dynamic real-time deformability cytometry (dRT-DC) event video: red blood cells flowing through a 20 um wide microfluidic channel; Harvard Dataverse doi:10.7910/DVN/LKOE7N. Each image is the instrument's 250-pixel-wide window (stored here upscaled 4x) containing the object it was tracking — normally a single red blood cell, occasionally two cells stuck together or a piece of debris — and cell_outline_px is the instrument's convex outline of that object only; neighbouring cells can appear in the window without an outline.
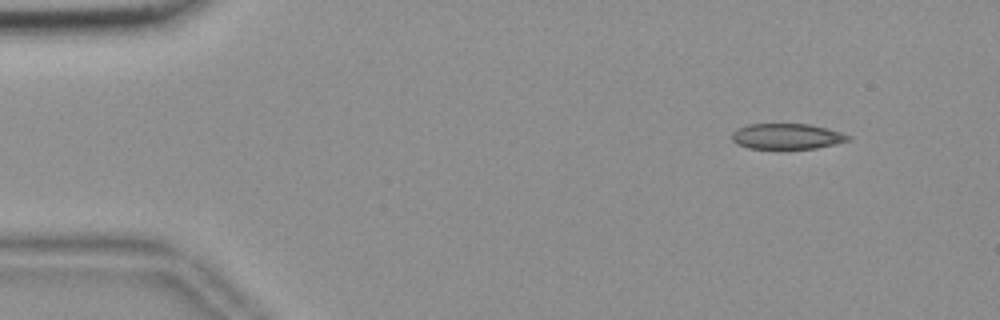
{"species": "common noctule bat (a hibernating species)", "species_latin": "Nyctalus noctula", "temperature_condition": "room temperature", "stored_images_in_passage": 50, "camera_frame_rate_fps": 3000, "um_per_image_px": 0.085, "animal": {"sex": "female", "body_mass_g": 18.4}, "frame": {"image": 1, "passage_image": 1, "time_ms": 0.0, "image_size_px": [1000, 320], "cell_outline_px": [[852, 140], [816, 148], [748, 148], [736, 144], [732, 140], [732, 132], [736, 128], [748, 124], [808, 124], [828, 128], [852, 136]], "centroid_in_image_um": [66.88, 11.58], "position_along_channel_um": 18.1, "area_um2": 17.4}}
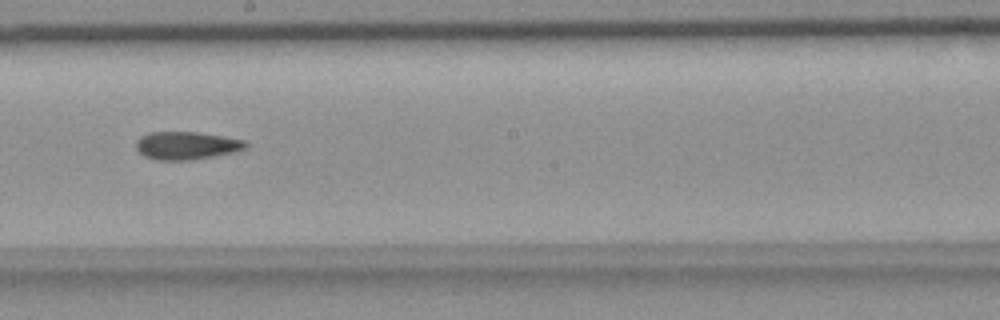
{"frame": {"image": 2, "passage_image": 26, "time_ms": 8.333, "image_size_px": [1000, 320], "cell_outline_px": [[248, 148], [236, 152], [188, 160], [156, 160], [144, 156], [136, 148], [136, 140], [140, 136], [148, 132], [196, 132], [224, 136], [248, 140]], "centroid_in_image_um": [15.89, 12.36], "position_along_channel_um": 232.3, "area_um2": 18.03}}
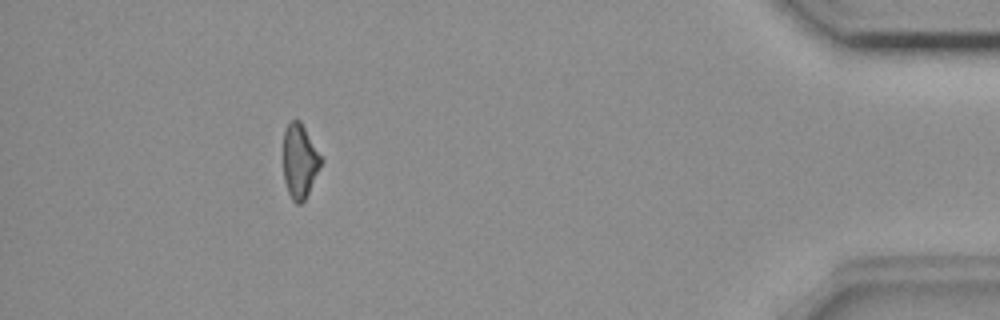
{"frame": {"image": 3, "passage_image": 45, "time_ms": 14.667, "image_size_px": [1000, 320], "cell_outline_px": [[324, 160], [304, 200], [300, 204], [296, 204], [292, 200], [288, 192], [284, 180], [284, 128], [292, 120], [300, 120]], "centroid_in_image_um": [25.48, 13.68], "position_along_channel_um": 409.7, "area_um2": 16.24}, "authors_computed_cell_mechanics": {"area_um2": 17.8024, "velocity_mm_per_s": 3.6927, "shape_relaxation_time_tau1_ms": null, "shape_relaxation_time_tau2_ms": 7.7882, "deformation_change_tau1": null, "deformation_change_tau2": 0.1513}}